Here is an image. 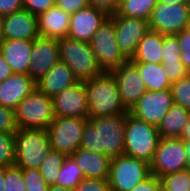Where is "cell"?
Segmentation results:
<instances>
[{"label": "cell", "mask_w": 190, "mask_h": 191, "mask_svg": "<svg viewBox=\"0 0 190 191\" xmlns=\"http://www.w3.org/2000/svg\"><path fill=\"white\" fill-rule=\"evenodd\" d=\"M70 16L56 5L40 13L37 15L39 35L56 39L67 37Z\"/></svg>", "instance_id": "obj_22"}, {"label": "cell", "mask_w": 190, "mask_h": 191, "mask_svg": "<svg viewBox=\"0 0 190 191\" xmlns=\"http://www.w3.org/2000/svg\"><path fill=\"white\" fill-rule=\"evenodd\" d=\"M150 175L149 163L122 154L111 159L109 186L113 191H130Z\"/></svg>", "instance_id": "obj_7"}, {"label": "cell", "mask_w": 190, "mask_h": 191, "mask_svg": "<svg viewBox=\"0 0 190 191\" xmlns=\"http://www.w3.org/2000/svg\"><path fill=\"white\" fill-rule=\"evenodd\" d=\"M181 49L180 59L185 68L190 73V31L185 28L181 32L175 34Z\"/></svg>", "instance_id": "obj_37"}, {"label": "cell", "mask_w": 190, "mask_h": 191, "mask_svg": "<svg viewBox=\"0 0 190 191\" xmlns=\"http://www.w3.org/2000/svg\"><path fill=\"white\" fill-rule=\"evenodd\" d=\"M56 6L71 15L81 9L88 7L89 4L88 0H56Z\"/></svg>", "instance_id": "obj_41"}, {"label": "cell", "mask_w": 190, "mask_h": 191, "mask_svg": "<svg viewBox=\"0 0 190 191\" xmlns=\"http://www.w3.org/2000/svg\"><path fill=\"white\" fill-rule=\"evenodd\" d=\"M184 146H185L187 157L190 163V141H184Z\"/></svg>", "instance_id": "obj_50"}, {"label": "cell", "mask_w": 190, "mask_h": 191, "mask_svg": "<svg viewBox=\"0 0 190 191\" xmlns=\"http://www.w3.org/2000/svg\"><path fill=\"white\" fill-rule=\"evenodd\" d=\"M184 141L181 138H160L150 163L151 174L161 176L186 170L189 166Z\"/></svg>", "instance_id": "obj_9"}, {"label": "cell", "mask_w": 190, "mask_h": 191, "mask_svg": "<svg viewBox=\"0 0 190 191\" xmlns=\"http://www.w3.org/2000/svg\"><path fill=\"white\" fill-rule=\"evenodd\" d=\"M187 170H188L189 175H190V164H189V166L187 167Z\"/></svg>", "instance_id": "obj_52"}, {"label": "cell", "mask_w": 190, "mask_h": 191, "mask_svg": "<svg viewBox=\"0 0 190 191\" xmlns=\"http://www.w3.org/2000/svg\"><path fill=\"white\" fill-rule=\"evenodd\" d=\"M160 137L158 128L126 114L124 153L151 163Z\"/></svg>", "instance_id": "obj_5"}, {"label": "cell", "mask_w": 190, "mask_h": 191, "mask_svg": "<svg viewBox=\"0 0 190 191\" xmlns=\"http://www.w3.org/2000/svg\"><path fill=\"white\" fill-rule=\"evenodd\" d=\"M59 59L65 63L77 81L85 82L103 73L89 42L69 37L58 39Z\"/></svg>", "instance_id": "obj_3"}, {"label": "cell", "mask_w": 190, "mask_h": 191, "mask_svg": "<svg viewBox=\"0 0 190 191\" xmlns=\"http://www.w3.org/2000/svg\"><path fill=\"white\" fill-rule=\"evenodd\" d=\"M157 0H124L118 5L117 15L149 20Z\"/></svg>", "instance_id": "obj_27"}, {"label": "cell", "mask_w": 190, "mask_h": 191, "mask_svg": "<svg viewBox=\"0 0 190 191\" xmlns=\"http://www.w3.org/2000/svg\"><path fill=\"white\" fill-rule=\"evenodd\" d=\"M126 114L89 117L80 148L103 153L111 159L124 153Z\"/></svg>", "instance_id": "obj_1"}, {"label": "cell", "mask_w": 190, "mask_h": 191, "mask_svg": "<svg viewBox=\"0 0 190 191\" xmlns=\"http://www.w3.org/2000/svg\"><path fill=\"white\" fill-rule=\"evenodd\" d=\"M84 179L80 167L71 156H67L62 164L55 185L71 191Z\"/></svg>", "instance_id": "obj_28"}, {"label": "cell", "mask_w": 190, "mask_h": 191, "mask_svg": "<svg viewBox=\"0 0 190 191\" xmlns=\"http://www.w3.org/2000/svg\"><path fill=\"white\" fill-rule=\"evenodd\" d=\"M165 73L171 83L178 81L189 74L184 65H163Z\"/></svg>", "instance_id": "obj_43"}, {"label": "cell", "mask_w": 190, "mask_h": 191, "mask_svg": "<svg viewBox=\"0 0 190 191\" xmlns=\"http://www.w3.org/2000/svg\"><path fill=\"white\" fill-rule=\"evenodd\" d=\"M110 73L117 83L121 102L129 112L138 99L147 91L145 83L139 75L138 68L128 60Z\"/></svg>", "instance_id": "obj_14"}, {"label": "cell", "mask_w": 190, "mask_h": 191, "mask_svg": "<svg viewBox=\"0 0 190 191\" xmlns=\"http://www.w3.org/2000/svg\"><path fill=\"white\" fill-rule=\"evenodd\" d=\"M3 39L33 41L39 36L37 16L22 9L2 16Z\"/></svg>", "instance_id": "obj_17"}, {"label": "cell", "mask_w": 190, "mask_h": 191, "mask_svg": "<svg viewBox=\"0 0 190 191\" xmlns=\"http://www.w3.org/2000/svg\"><path fill=\"white\" fill-rule=\"evenodd\" d=\"M181 49L175 35L163 34L162 65H183Z\"/></svg>", "instance_id": "obj_31"}, {"label": "cell", "mask_w": 190, "mask_h": 191, "mask_svg": "<svg viewBox=\"0 0 190 191\" xmlns=\"http://www.w3.org/2000/svg\"><path fill=\"white\" fill-rule=\"evenodd\" d=\"M22 173L27 191H48L49 185L38 169H22Z\"/></svg>", "instance_id": "obj_35"}, {"label": "cell", "mask_w": 190, "mask_h": 191, "mask_svg": "<svg viewBox=\"0 0 190 191\" xmlns=\"http://www.w3.org/2000/svg\"><path fill=\"white\" fill-rule=\"evenodd\" d=\"M90 7L104 12L108 17L116 15L118 3L116 0H88Z\"/></svg>", "instance_id": "obj_40"}, {"label": "cell", "mask_w": 190, "mask_h": 191, "mask_svg": "<svg viewBox=\"0 0 190 191\" xmlns=\"http://www.w3.org/2000/svg\"><path fill=\"white\" fill-rule=\"evenodd\" d=\"M173 103L190 111V73L171 84Z\"/></svg>", "instance_id": "obj_32"}, {"label": "cell", "mask_w": 190, "mask_h": 191, "mask_svg": "<svg viewBox=\"0 0 190 191\" xmlns=\"http://www.w3.org/2000/svg\"><path fill=\"white\" fill-rule=\"evenodd\" d=\"M4 177H5V167L0 166V191H5Z\"/></svg>", "instance_id": "obj_47"}, {"label": "cell", "mask_w": 190, "mask_h": 191, "mask_svg": "<svg viewBox=\"0 0 190 191\" xmlns=\"http://www.w3.org/2000/svg\"><path fill=\"white\" fill-rule=\"evenodd\" d=\"M149 29L164 35H175L190 23L189 4L158 2L148 20Z\"/></svg>", "instance_id": "obj_11"}, {"label": "cell", "mask_w": 190, "mask_h": 191, "mask_svg": "<svg viewBox=\"0 0 190 191\" xmlns=\"http://www.w3.org/2000/svg\"><path fill=\"white\" fill-rule=\"evenodd\" d=\"M55 117L89 118L85 83L77 81L52 97Z\"/></svg>", "instance_id": "obj_15"}, {"label": "cell", "mask_w": 190, "mask_h": 191, "mask_svg": "<svg viewBox=\"0 0 190 191\" xmlns=\"http://www.w3.org/2000/svg\"><path fill=\"white\" fill-rule=\"evenodd\" d=\"M180 138L183 141H190V116L188 118V121H187L182 133H181Z\"/></svg>", "instance_id": "obj_46"}, {"label": "cell", "mask_w": 190, "mask_h": 191, "mask_svg": "<svg viewBox=\"0 0 190 191\" xmlns=\"http://www.w3.org/2000/svg\"><path fill=\"white\" fill-rule=\"evenodd\" d=\"M87 118L55 117L47 128L51 149L71 156L80 148Z\"/></svg>", "instance_id": "obj_10"}, {"label": "cell", "mask_w": 190, "mask_h": 191, "mask_svg": "<svg viewBox=\"0 0 190 191\" xmlns=\"http://www.w3.org/2000/svg\"><path fill=\"white\" fill-rule=\"evenodd\" d=\"M89 44L103 72H111L128 61L117 45L114 22L110 17L95 32Z\"/></svg>", "instance_id": "obj_8"}, {"label": "cell", "mask_w": 190, "mask_h": 191, "mask_svg": "<svg viewBox=\"0 0 190 191\" xmlns=\"http://www.w3.org/2000/svg\"><path fill=\"white\" fill-rule=\"evenodd\" d=\"M89 117L127 114L121 102L117 83L110 72L85 81Z\"/></svg>", "instance_id": "obj_2"}, {"label": "cell", "mask_w": 190, "mask_h": 191, "mask_svg": "<svg viewBox=\"0 0 190 191\" xmlns=\"http://www.w3.org/2000/svg\"><path fill=\"white\" fill-rule=\"evenodd\" d=\"M55 5L56 0H23L24 9L36 16Z\"/></svg>", "instance_id": "obj_39"}, {"label": "cell", "mask_w": 190, "mask_h": 191, "mask_svg": "<svg viewBox=\"0 0 190 191\" xmlns=\"http://www.w3.org/2000/svg\"><path fill=\"white\" fill-rule=\"evenodd\" d=\"M30 59L28 74L37 82L60 61L58 39L39 35L32 41Z\"/></svg>", "instance_id": "obj_16"}, {"label": "cell", "mask_w": 190, "mask_h": 191, "mask_svg": "<svg viewBox=\"0 0 190 191\" xmlns=\"http://www.w3.org/2000/svg\"><path fill=\"white\" fill-rule=\"evenodd\" d=\"M190 111L182 106L173 104L163 116L158 128L160 138H180L181 133L188 121Z\"/></svg>", "instance_id": "obj_25"}, {"label": "cell", "mask_w": 190, "mask_h": 191, "mask_svg": "<svg viewBox=\"0 0 190 191\" xmlns=\"http://www.w3.org/2000/svg\"><path fill=\"white\" fill-rule=\"evenodd\" d=\"M67 156L58 151L51 150L38 168L48 185H54L62 164Z\"/></svg>", "instance_id": "obj_29"}, {"label": "cell", "mask_w": 190, "mask_h": 191, "mask_svg": "<svg viewBox=\"0 0 190 191\" xmlns=\"http://www.w3.org/2000/svg\"><path fill=\"white\" fill-rule=\"evenodd\" d=\"M14 72L0 53V82L9 78Z\"/></svg>", "instance_id": "obj_45"}, {"label": "cell", "mask_w": 190, "mask_h": 191, "mask_svg": "<svg viewBox=\"0 0 190 191\" xmlns=\"http://www.w3.org/2000/svg\"><path fill=\"white\" fill-rule=\"evenodd\" d=\"M36 88V82L29 74L13 73L0 82V105L16 109L19 102Z\"/></svg>", "instance_id": "obj_19"}, {"label": "cell", "mask_w": 190, "mask_h": 191, "mask_svg": "<svg viewBox=\"0 0 190 191\" xmlns=\"http://www.w3.org/2000/svg\"><path fill=\"white\" fill-rule=\"evenodd\" d=\"M51 150L47 129L20 128L15 132V166L38 169Z\"/></svg>", "instance_id": "obj_4"}, {"label": "cell", "mask_w": 190, "mask_h": 191, "mask_svg": "<svg viewBox=\"0 0 190 191\" xmlns=\"http://www.w3.org/2000/svg\"><path fill=\"white\" fill-rule=\"evenodd\" d=\"M130 191H163V186L160 178L151 174Z\"/></svg>", "instance_id": "obj_42"}, {"label": "cell", "mask_w": 190, "mask_h": 191, "mask_svg": "<svg viewBox=\"0 0 190 191\" xmlns=\"http://www.w3.org/2000/svg\"><path fill=\"white\" fill-rule=\"evenodd\" d=\"M187 29L190 31V23L188 24Z\"/></svg>", "instance_id": "obj_54"}, {"label": "cell", "mask_w": 190, "mask_h": 191, "mask_svg": "<svg viewBox=\"0 0 190 191\" xmlns=\"http://www.w3.org/2000/svg\"><path fill=\"white\" fill-rule=\"evenodd\" d=\"M109 181L84 178L73 191H110Z\"/></svg>", "instance_id": "obj_38"}, {"label": "cell", "mask_w": 190, "mask_h": 191, "mask_svg": "<svg viewBox=\"0 0 190 191\" xmlns=\"http://www.w3.org/2000/svg\"><path fill=\"white\" fill-rule=\"evenodd\" d=\"M48 191H71V190L62 188L54 184V185H49Z\"/></svg>", "instance_id": "obj_49"}, {"label": "cell", "mask_w": 190, "mask_h": 191, "mask_svg": "<svg viewBox=\"0 0 190 191\" xmlns=\"http://www.w3.org/2000/svg\"><path fill=\"white\" fill-rule=\"evenodd\" d=\"M117 45L122 54L130 60L137 50V45L150 30L147 20L113 15Z\"/></svg>", "instance_id": "obj_13"}, {"label": "cell", "mask_w": 190, "mask_h": 191, "mask_svg": "<svg viewBox=\"0 0 190 191\" xmlns=\"http://www.w3.org/2000/svg\"><path fill=\"white\" fill-rule=\"evenodd\" d=\"M17 130L15 110L0 105V132L15 133Z\"/></svg>", "instance_id": "obj_36"}, {"label": "cell", "mask_w": 190, "mask_h": 191, "mask_svg": "<svg viewBox=\"0 0 190 191\" xmlns=\"http://www.w3.org/2000/svg\"><path fill=\"white\" fill-rule=\"evenodd\" d=\"M117 1V3L118 4H120L122 1H124V0H116Z\"/></svg>", "instance_id": "obj_53"}, {"label": "cell", "mask_w": 190, "mask_h": 191, "mask_svg": "<svg viewBox=\"0 0 190 191\" xmlns=\"http://www.w3.org/2000/svg\"><path fill=\"white\" fill-rule=\"evenodd\" d=\"M141 76L147 91H163L171 88V82L162 64L133 63Z\"/></svg>", "instance_id": "obj_26"}, {"label": "cell", "mask_w": 190, "mask_h": 191, "mask_svg": "<svg viewBox=\"0 0 190 191\" xmlns=\"http://www.w3.org/2000/svg\"><path fill=\"white\" fill-rule=\"evenodd\" d=\"M32 41L4 39L0 44V53L14 73L28 74L31 64Z\"/></svg>", "instance_id": "obj_21"}, {"label": "cell", "mask_w": 190, "mask_h": 191, "mask_svg": "<svg viewBox=\"0 0 190 191\" xmlns=\"http://www.w3.org/2000/svg\"><path fill=\"white\" fill-rule=\"evenodd\" d=\"M5 191H27L22 169L17 166L5 167Z\"/></svg>", "instance_id": "obj_34"}, {"label": "cell", "mask_w": 190, "mask_h": 191, "mask_svg": "<svg viewBox=\"0 0 190 191\" xmlns=\"http://www.w3.org/2000/svg\"><path fill=\"white\" fill-rule=\"evenodd\" d=\"M171 89L146 91L128 112L135 118L158 127L173 105Z\"/></svg>", "instance_id": "obj_12"}, {"label": "cell", "mask_w": 190, "mask_h": 191, "mask_svg": "<svg viewBox=\"0 0 190 191\" xmlns=\"http://www.w3.org/2000/svg\"><path fill=\"white\" fill-rule=\"evenodd\" d=\"M71 157L82 170L84 178L109 180L111 158L106 154L78 148Z\"/></svg>", "instance_id": "obj_20"}, {"label": "cell", "mask_w": 190, "mask_h": 191, "mask_svg": "<svg viewBox=\"0 0 190 191\" xmlns=\"http://www.w3.org/2000/svg\"><path fill=\"white\" fill-rule=\"evenodd\" d=\"M76 82L72 70L59 61L36 82V88L52 98Z\"/></svg>", "instance_id": "obj_23"}, {"label": "cell", "mask_w": 190, "mask_h": 191, "mask_svg": "<svg viewBox=\"0 0 190 191\" xmlns=\"http://www.w3.org/2000/svg\"><path fill=\"white\" fill-rule=\"evenodd\" d=\"M15 165V133L0 132V166Z\"/></svg>", "instance_id": "obj_33"}, {"label": "cell", "mask_w": 190, "mask_h": 191, "mask_svg": "<svg viewBox=\"0 0 190 191\" xmlns=\"http://www.w3.org/2000/svg\"><path fill=\"white\" fill-rule=\"evenodd\" d=\"M160 180L163 191H190V175L187 169L165 174Z\"/></svg>", "instance_id": "obj_30"}, {"label": "cell", "mask_w": 190, "mask_h": 191, "mask_svg": "<svg viewBox=\"0 0 190 191\" xmlns=\"http://www.w3.org/2000/svg\"><path fill=\"white\" fill-rule=\"evenodd\" d=\"M55 119L53 99L35 88L15 109L18 129H47Z\"/></svg>", "instance_id": "obj_6"}, {"label": "cell", "mask_w": 190, "mask_h": 191, "mask_svg": "<svg viewBox=\"0 0 190 191\" xmlns=\"http://www.w3.org/2000/svg\"><path fill=\"white\" fill-rule=\"evenodd\" d=\"M158 2H161V3H174V4H177V3H180V4H189L190 0H157Z\"/></svg>", "instance_id": "obj_48"}, {"label": "cell", "mask_w": 190, "mask_h": 191, "mask_svg": "<svg viewBox=\"0 0 190 191\" xmlns=\"http://www.w3.org/2000/svg\"><path fill=\"white\" fill-rule=\"evenodd\" d=\"M109 17L102 11L93 7H86L70 16L67 37L89 42L95 32Z\"/></svg>", "instance_id": "obj_18"}, {"label": "cell", "mask_w": 190, "mask_h": 191, "mask_svg": "<svg viewBox=\"0 0 190 191\" xmlns=\"http://www.w3.org/2000/svg\"><path fill=\"white\" fill-rule=\"evenodd\" d=\"M163 34L149 30L137 45L132 63H162Z\"/></svg>", "instance_id": "obj_24"}, {"label": "cell", "mask_w": 190, "mask_h": 191, "mask_svg": "<svg viewBox=\"0 0 190 191\" xmlns=\"http://www.w3.org/2000/svg\"><path fill=\"white\" fill-rule=\"evenodd\" d=\"M3 40L2 16H0V44Z\"/></svg>", "instance_id": "obj_51"}, {"label": "cell", "mask_w": 190, "mask_h": 191, "mask_svg": "<svg viewBox=\"0 0 190 191\" xmlns=\"http://www.w3.org/2000/svg\"><path fill=\"white\" fill-rule=\"evenodd\" d=\"M24 9L23 0H0V16Z\"/></svg>", "instance_id": "obj_44"}]
</instances>
